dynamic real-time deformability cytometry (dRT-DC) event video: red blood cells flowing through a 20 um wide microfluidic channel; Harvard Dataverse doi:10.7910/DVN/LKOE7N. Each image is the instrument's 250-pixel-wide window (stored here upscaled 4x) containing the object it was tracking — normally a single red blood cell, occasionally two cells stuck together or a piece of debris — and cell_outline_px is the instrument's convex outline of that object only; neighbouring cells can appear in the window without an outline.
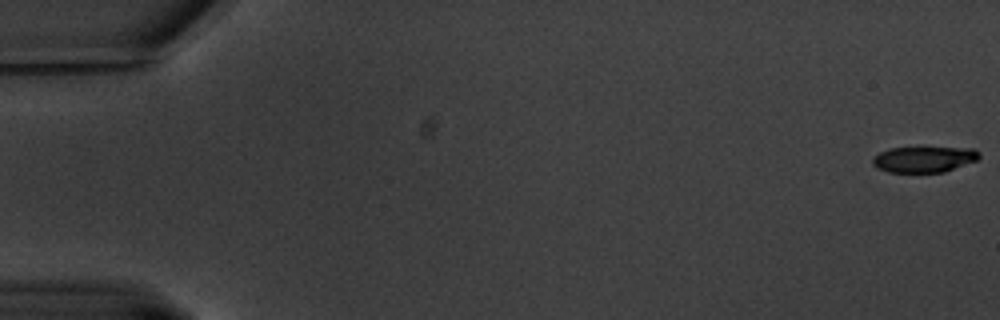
{"species": "common noctule bat (a hibernating species)", "species_latin": "Nyctalus noctula", "temperature_condition": "warm", "stored_images_in_passage": 14, "camera_frame_rate_fps": 3000, "um_per_image_px": 0.085, "animal": {"sex": "male", "body_mass_g": 20.1, "forearm_length_mm": 53.5}, "frame": {"image": 1, "passage_image": 1, "time_ms": 0.0, "image_size_px": [1000, 320], "cell_outline_px": [[980, 156], [976, 160], [944, 172], [888, 172], [876, 168], [872, 164], [872, 160], [880, 152], [892, 148], [920, 144], [972, 148], [980, 152]], "centroid_in_image_um": [78.55, 13.47], "position_along_channel_um": 6.4, "area_um2": 16.99}}